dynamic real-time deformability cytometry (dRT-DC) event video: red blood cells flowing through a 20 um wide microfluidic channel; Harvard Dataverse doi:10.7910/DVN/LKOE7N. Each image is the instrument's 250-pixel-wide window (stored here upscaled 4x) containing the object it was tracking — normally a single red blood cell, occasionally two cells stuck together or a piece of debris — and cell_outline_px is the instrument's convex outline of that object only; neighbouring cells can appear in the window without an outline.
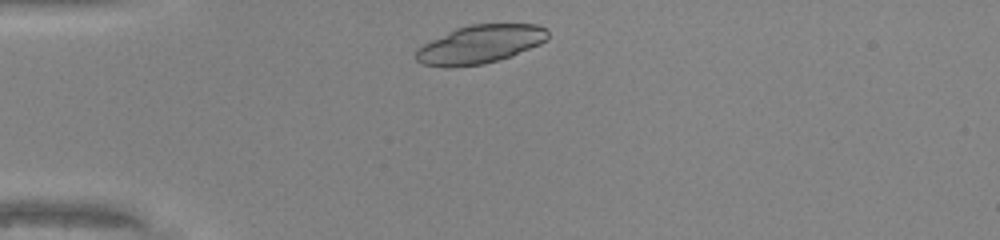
{"species": "common noctule bat (a hibernating species)", "species_latin": "Nyctalus noctula", "temperature_condition": "warm", "stored_images_in_passage": 30, "camera_frame_rate_fps": 3000, "um_per_image_px": 0.085, "animal": {"sex": "male", "body_mass_g": 20.0, "forearm_length_mm": 53.3}, "frame": {"image": 1, "passage_image": 2, "time_ms": 0.333, "image_size_px": [1000, 240], "cell_outline_px": [[548, 40], [540, 44], [512, 56], [484, 64], [448, 68], [444, 68], [424, 64], [416, 60], [416, 48], [456, 28], [468, 24], [536, 24], [548, 28]], "centroid_in_image_um": [40.83, 3.77], "position_along_channel_um": 44.2, "area_um2": 29.65}}